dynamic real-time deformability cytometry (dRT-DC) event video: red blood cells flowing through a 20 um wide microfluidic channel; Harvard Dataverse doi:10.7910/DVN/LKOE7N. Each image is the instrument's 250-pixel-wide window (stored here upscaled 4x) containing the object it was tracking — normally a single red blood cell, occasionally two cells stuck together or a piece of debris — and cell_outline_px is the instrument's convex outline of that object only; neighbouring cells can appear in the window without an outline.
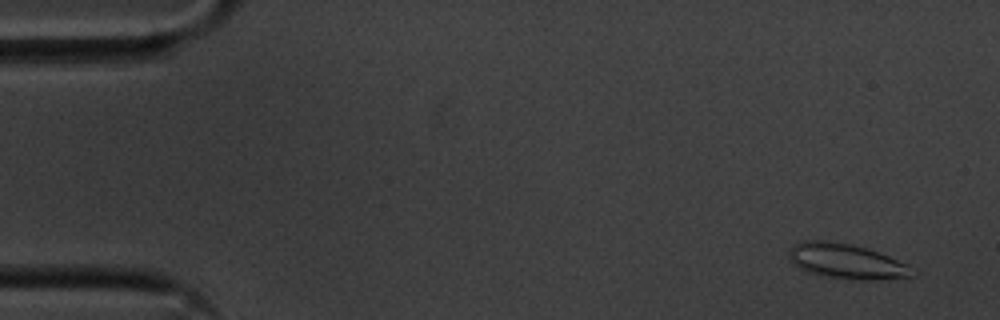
{"species": "common noctule bat (a hibernating species)", "species_latin": "Nyctalus noctula", "temperature_condition": "cold", "stored_images_in_passage": 55, "camera_frame_rate_fps": 3000, "um_per_image_px": 0.085, "animal": {"sex": "male", "body_mass_g": 20.1, "forearm_length_mm": 53.5}, "frame": {"image": 1, "passage_image": 3, "time_ms": 0.667, "image_size_px": [1000, 320], "cell_outline_px": [[920, 272], [916, 276], [872, 280], [848, 280], [820, 276], [808, 272], [792, 264], [788, 256], [788, 252], [792, 244], [804, 240], [828, 240], [852, 244], [868, 248], [908, 264], [916, 268]], "centroid_in_image_um": [71.97, 22.22], "position_along_channel_um": 13.0, "area_um2": 26.01}}
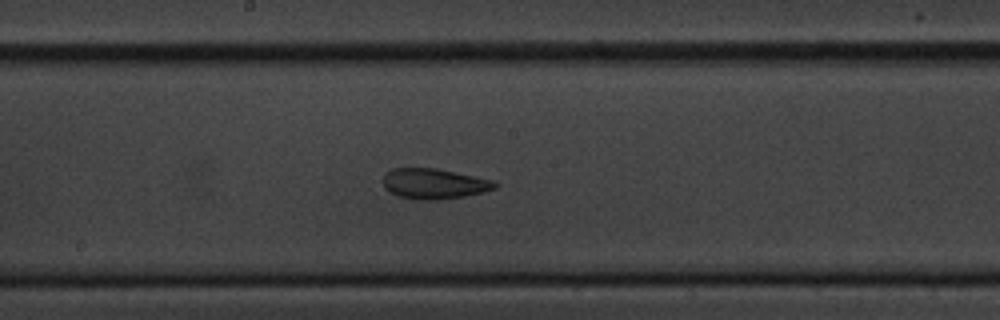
{"frame": {"image": 2, "passage_image": 29, "time_ms": 9.333, "image_size_px": [1000, 320], "cell_outline_px": [[500, 184], [496, 188], [484, 192], [464, 196], [436, 200], [416, 200], [396, 196], [384, 188], [384, 172], [392, 168], [436, 168], [492, 180]], "centroid_in_image_um": [36.87, 15.62], "position_along_channel_um": 211.3, "area_um2": 19.94}}
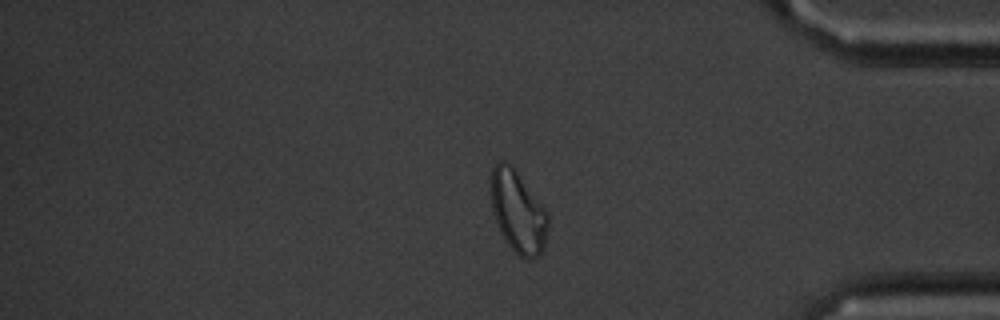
{"frame": {"image": 3, "passage_image": 46, "time_ms": 15.0, "image_size_px": [1000, 320], "cell_outline_px": [[548, 228], [544, 244], [540, 256], [532, 260], [528, 260], [520, 256], [504, 240], [500, 232], [492, 212], [492, 168], [500, 160], [504, 160], [516, 172], [548, 212]], "centroid_in_image_um": [44.04, 18.06], "position_along_channel_um": 391.2, "area_um2": 26.82}, "authors_computed_cell_mechanics": {"area_um2": 22.1374, "velocity_mm_per_s": 3.5893, "shape_relaxation_time_tau1_ms": 9.2887, "shape_relaxation_time_tau2_ms": 3.8281, "deformation_change_tau1": 0.2072, "deformation_change_tau2": 0.0975}}